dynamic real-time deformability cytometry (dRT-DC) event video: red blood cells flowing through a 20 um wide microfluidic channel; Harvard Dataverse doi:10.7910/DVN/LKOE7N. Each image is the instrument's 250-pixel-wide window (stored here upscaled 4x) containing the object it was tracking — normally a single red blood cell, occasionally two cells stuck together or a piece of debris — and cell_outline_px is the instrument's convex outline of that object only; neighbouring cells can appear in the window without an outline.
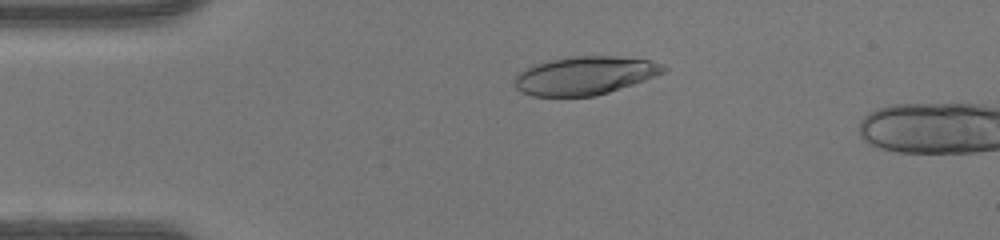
{"species": "human", "species_latin": "Homo sapiens", "temperature_condition": "warm", "stored_images_in_passage": 13, "camera_frame_rate_fps": 3000, "um_per_image_px": 0.085, "donor": {"sex": "female"}, "frame": {"image": 1, "passage_image": 10, "time_ms": 3.0, "image_size_px": [1000, 240], "cell_outline_px": [[668, 68], [664, 72], [656, 76], [596, 96], [532, 96], [520, 92], [516, 88], [512, 80], [520, 72], [536, 64], [548, 60], [572, 56], [612, 56], [652, 60]], "centroid_in_image_um": [49.69, 6.42], "position_along_channel_um": 35.3, "area_um2": 33.12}}